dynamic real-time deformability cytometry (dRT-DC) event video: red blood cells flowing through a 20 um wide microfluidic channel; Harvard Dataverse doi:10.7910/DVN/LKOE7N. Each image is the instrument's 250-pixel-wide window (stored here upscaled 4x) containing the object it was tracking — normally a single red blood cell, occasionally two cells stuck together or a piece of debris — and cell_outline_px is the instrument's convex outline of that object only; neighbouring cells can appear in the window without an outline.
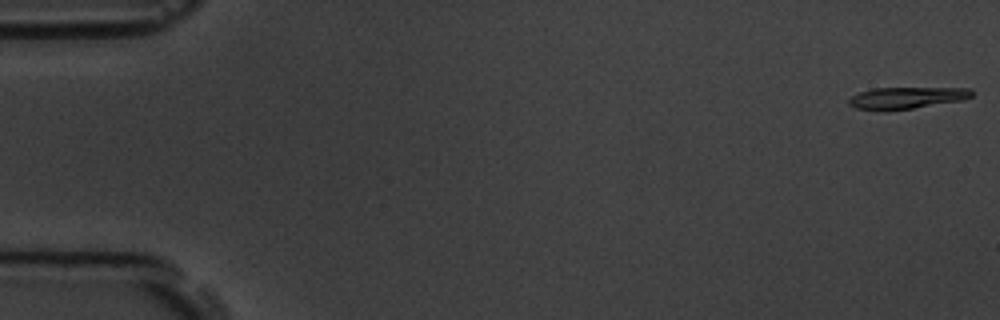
{"species": "common noctule bat (a hibernating species)", "species_latin": "Nyctalus noctula", "temperature_condition": "room temperature", "stored_images_in_passage": 15, "camera_frame_rate_fps": 3000, "um_per_image_px": 0.085, "animal": {"sex": "male", "body_mass_g": 19.5, "forearm_length_mm": 54.6}, "frame": {"image": 1, "passage_image": 1, "time_ms": 0.0, "image_size_px": [1000, 320], "cell_outline_px": [[972, 96], [964, 100], [888, 112], [856, 108], [848, 104], [848, 100], [852, 96], [860, 92], [876, 88], [968, 88], [972, 92]], "centroid_in_image_um": [77.03, 8.34], "position_along_channel_um": 8.0, "area_um2": 15.66}}
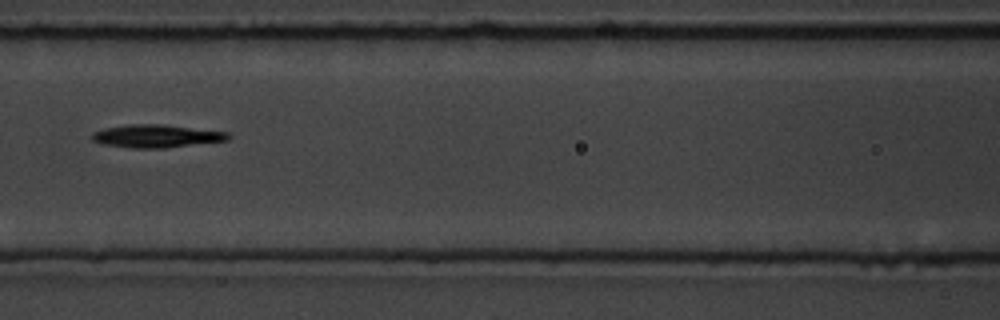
{"frame": {"image": 2, "passage_image": 7, "time_ms": 8.0, "image_size_px": [1000, 320], "cell_outline_px": [[232, 136], [228, 140], [164, 148], [132, 148], [104, 144], [92, 140], [92, 132], [104, 128], [128, 124], [160, 124], [228, 132]], "centroid_in_image_um": [13.29, 11.56], "position_along_channel_um": 153.3, "area_um2": 18.09}}
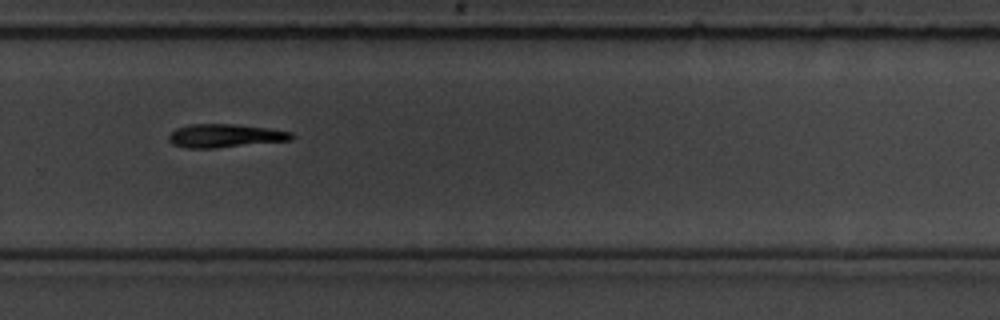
{"frame": {"image": 3, "passage_image": 11, "time_ms": 12.333, "image_size_px": [1000, 320], "cell_outline_px": [[292, 140], [216, 148], [188, 148], [172, 144], [168, 140], [168, 136], [176, 128], [188, 124], [236, 124], [268, 128], [292, 132]], "centroid_in_image_um": [19.1, 11.53], "position_along_channel_um": 310.7, "area_um2": 16.76}, "authors_computed_cell_mechanics": {"area_um2": 16.762, "velocity_mm_per_s": 3.6517, "shape_relaxation_time_tau1_ms": 1.4005, "shape_relaxation_time_tau2_ms": null, "deformation_change_tau1": 0.0879, "deformation_change_tau2": null}}